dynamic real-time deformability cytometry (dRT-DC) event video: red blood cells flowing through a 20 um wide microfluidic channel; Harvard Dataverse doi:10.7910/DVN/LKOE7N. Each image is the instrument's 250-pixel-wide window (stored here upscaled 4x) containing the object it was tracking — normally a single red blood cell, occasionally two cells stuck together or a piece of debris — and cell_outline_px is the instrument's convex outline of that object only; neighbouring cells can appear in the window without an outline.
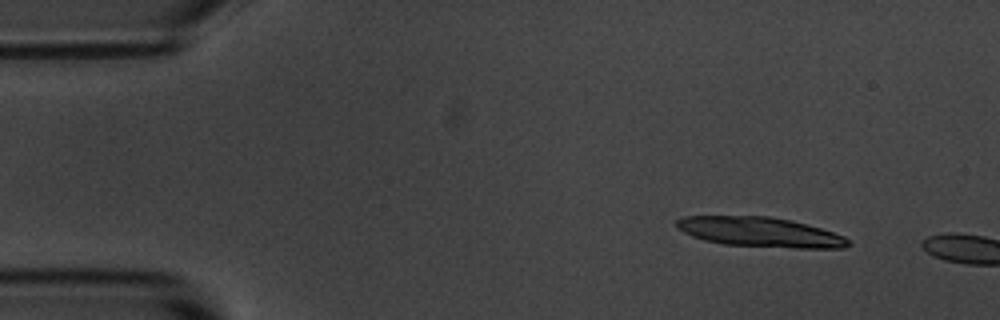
{"species": "common noctule bat (a hibernating species)", "species_latin": "Nyctalus noctula", "temperature_condition": "room temperature", "stored_images_in_passage": 2, "camera_frame_rate_fps": 3000, "um_per_image_px": 0.085, "animal": {"sex": "male", "body_mass_g": 20.1, "forearm_length_mm": 53.5}, "frame": {"image": 1, "passage_image": 1, "time_ms": 0.0, "image_size_px": [1000, 320], "cell_outline_px": [[852, 244], [844, 248], [796, 248], [724, 244], [704, 240], [692, 236], [676, 228], [676, 220], [684, 216], [768, 216], [792, 220], [820, 228], [844, 236]], "centroid_in_image_um": [64.6, 19.72], "position_along_channel_um": 20.4, "area_um2": 29.71}}